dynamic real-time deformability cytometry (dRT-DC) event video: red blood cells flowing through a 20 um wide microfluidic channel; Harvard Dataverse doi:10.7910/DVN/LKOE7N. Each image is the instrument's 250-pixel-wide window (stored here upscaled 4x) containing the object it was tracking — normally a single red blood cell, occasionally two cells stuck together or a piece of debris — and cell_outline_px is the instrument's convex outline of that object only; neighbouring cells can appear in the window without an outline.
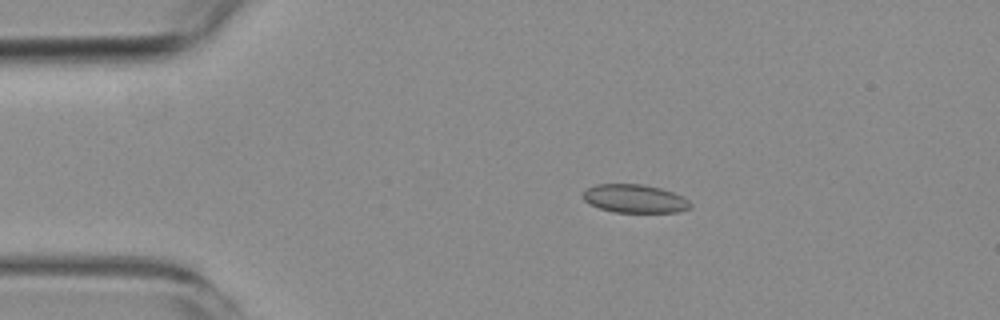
{"species": "common noctule bat (a hibernating species)", "species_latin": "Nyctalus noctula", "temperature_condition": "room temperature", "stored_images_in_passage": 4, "camera_frame_rate_fps": 3000, "um_per_image_px": 0.085, "animal": {"sex": "female", "body_mass_g": 19.3, "forearm_length_mm": 54.1}, "frame": {"image": 1, "passage_image": 2, "time_ms": 1.0, "image_size_px": [1000, 320], "cell_outline_px": [[692, 208], [680, 212], [616, 212], [600, 208], [588, 204], [580, 196], [588, 188], [596, 184], [640, 184], [660, 188], [684, 196], [692, 204]], "centroid_in_image_um": [53.97, 16.89], "position_along_channel_um": 31.0, "area_um2": 17.86}}
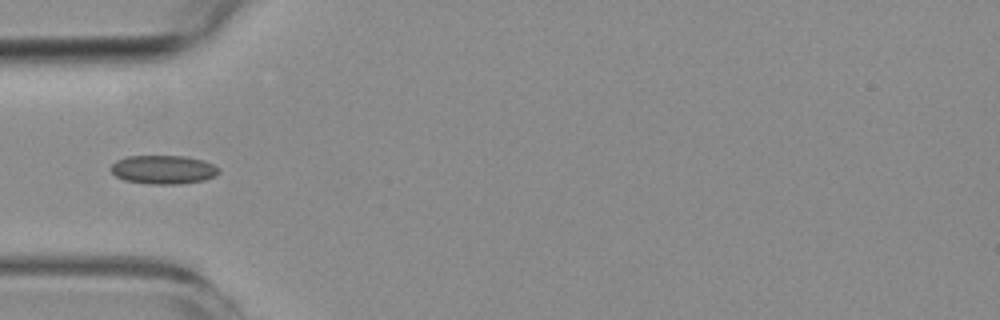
{"frame": {"image": 2, "passage_image": 4, "time_ms": 3.333, "image_size_px": [1000, 320], "cell_outline_px": [[220, 172], [216, 176], [204, 180], [180, 184], [148, 184], [124, 180], [116, 176], [108, 168], [116, 160], [124, 156], [184, 156], [204, 160], [220, 168]], "centroid_in_image_um": [13.88, 14.41], "position_along_channel_um": 71.1, "area_um2": 18.32}}